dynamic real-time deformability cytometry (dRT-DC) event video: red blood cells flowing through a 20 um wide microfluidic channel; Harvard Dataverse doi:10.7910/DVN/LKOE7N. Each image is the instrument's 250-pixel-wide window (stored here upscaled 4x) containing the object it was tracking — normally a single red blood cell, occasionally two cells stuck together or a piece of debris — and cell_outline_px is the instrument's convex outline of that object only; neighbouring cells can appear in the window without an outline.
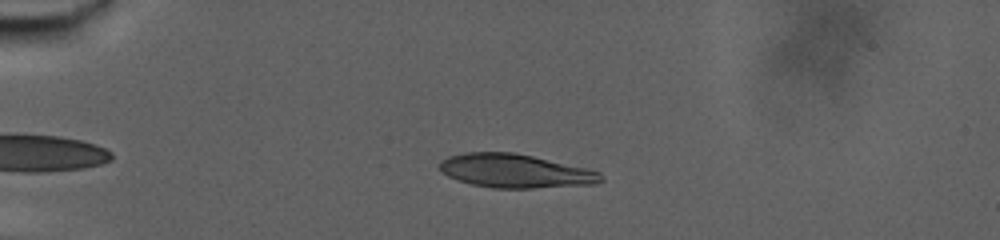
{"species": "human", "species_latin": "Homo sapiens", "temperature_condition": "warm", "stored_images_in_passage": 63, "camera_frame_rate_fps": 3000, "um_per_image_px": 0.085, "donor": {"sex": "male"}, "frame": {"image": 1, "passage_image": 6, "time_ms": 1.667, "image_size_px": [1000, 240], "cell_outline_px": [[604, 180], [596, 184], [532, 188], [492, 188], [472, 184], [448, 176], [440, 168], [440, 160], [448, 156], [468, 152], [512, 152], [532, 156], [588, 168], [600, 172], [604, 176]], "centroid_in_image_um": [43.84, 14.53], "position_along_channel_um": 41.2, "area_um2": 31.62}}
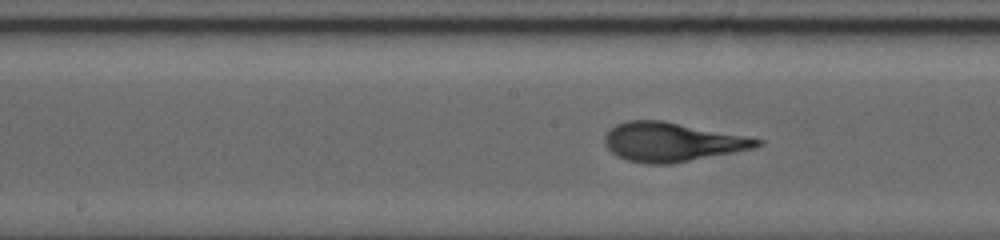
{"frame": {"image": 2, "passage_image": 28, "time_ms": 9.0, "image_size_px": [1000, 240], "cell_outline_px": [[764, 144], [756, 148], [668, 164], [644, 164], [628, 160], [616, 156], [604, 144], [604, 136], [616, 124], [628, 120], [664, 120], [748, 136], [764, 140]], "centroid_in_image_um": [57.14, 12.06], "position_along_channel_um": 191.1, "area_um2": 34.8}}
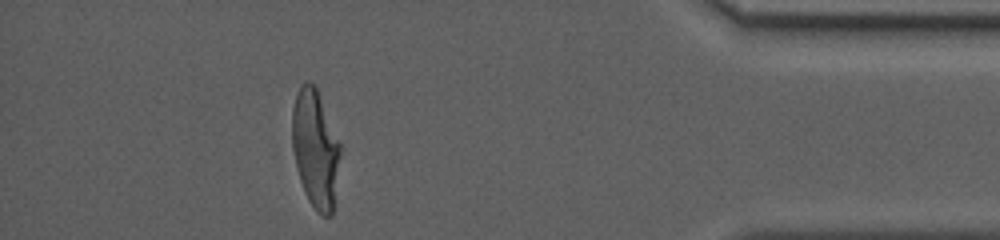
{"frame": {"image": 3, "passage_image": 56, "time_ms": 18.333, "image_size_px": [1000, 240], "cell_outline_px": [[344, 152], [332, 216], [324, 216], [316, 212], [308, 200], [304, 192], [300, 180], [292, 148], [292, 108], [296, 92], [300, 84], [308, 80], [316, 88], [344, 148]], "centroid_in_image_um": [26.86, 12.68], "position_along_channel_um": 408.3, "area_um2": 34.33}}